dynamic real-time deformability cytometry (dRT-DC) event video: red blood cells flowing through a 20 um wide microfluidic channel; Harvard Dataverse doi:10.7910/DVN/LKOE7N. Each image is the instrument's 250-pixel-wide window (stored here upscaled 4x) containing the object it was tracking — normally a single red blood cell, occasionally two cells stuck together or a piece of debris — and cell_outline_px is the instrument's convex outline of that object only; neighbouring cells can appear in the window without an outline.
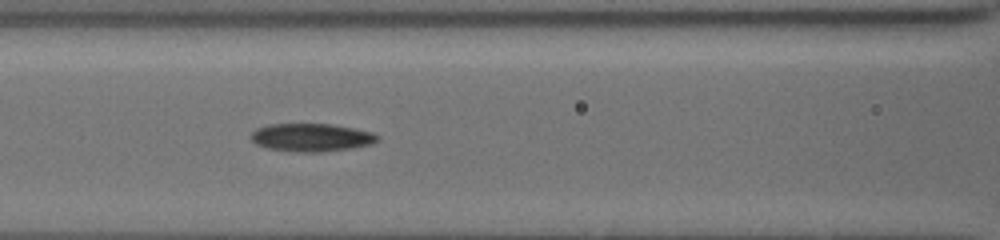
{"species": "common noctule bat (a hibernating species)", "species_latin": "Nyctalus noctula", "temperature_condition": "cold", "stored_images_in_passage": 57, "camera_frame_rate_fps": 3000, "um_per_image_px": 0.085, "animal": {"sex": "female", "body_mass_g": 19.5, "forearm_length_mm": 54.1}, "frame": {"image": 1, "passage_image": 39, "time_ms": 9.0, "image_size_px": [1000, 240], "cell_outline_px": [[380, 136], [372, 144], [352, 148], [324, 152], [296, 152], [268, 148], [256, 144], [252, 140], [252, 132], [256, 128], [268, 124], [332, 124], [372, 132]], "centroid_in_image_um": [26.47, 11.68], "position_along_channel_um": 140.1, "area_um2": 20.63}}
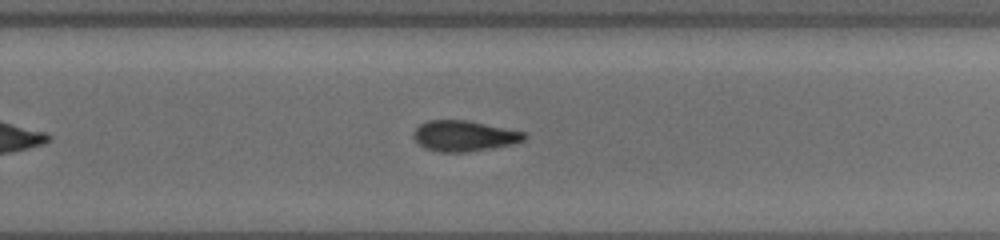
{"frame": {"image": 2, "passage_image": 50, "time_ms": 13.0, "image_size_px": [1000, 240], "cell_outline_px": [[528, 136], [524, 140], [512, 144], [468, 152], [440, 152], [424, 148], [412, 136], [412, 132], [420, 124], [428, 120], [468, 120], [528, 132]], "centroid_in_image_um": [39.47, 11.54], "position_along_channel_um": 290.3, "area_um2": 20.0}}
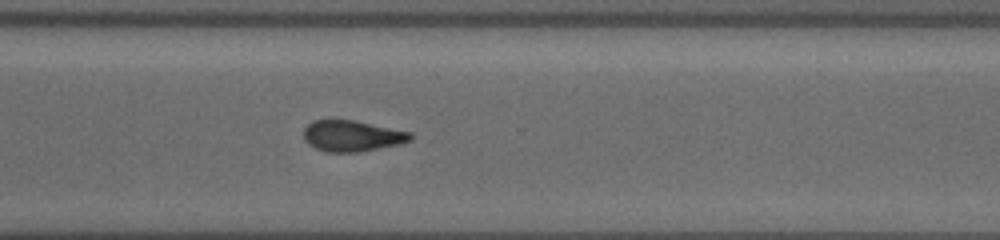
{"frame": {"image": 3, "passage_image": 57, "time_ms": 14.333, "image_size_px": [1000, 240], "cell_outline_px": [[412, 140], [400, 144], [356, 152], [328, 152], [316, 148], [308, 144], [304, 140], [304, 128], [312, 120], [332, 116], [356, 120], [412, 132]], "centroid_in_image_um": [29.88, 11.49], "position_along_channel_um": 340.7, "area_um2": 20.0}}